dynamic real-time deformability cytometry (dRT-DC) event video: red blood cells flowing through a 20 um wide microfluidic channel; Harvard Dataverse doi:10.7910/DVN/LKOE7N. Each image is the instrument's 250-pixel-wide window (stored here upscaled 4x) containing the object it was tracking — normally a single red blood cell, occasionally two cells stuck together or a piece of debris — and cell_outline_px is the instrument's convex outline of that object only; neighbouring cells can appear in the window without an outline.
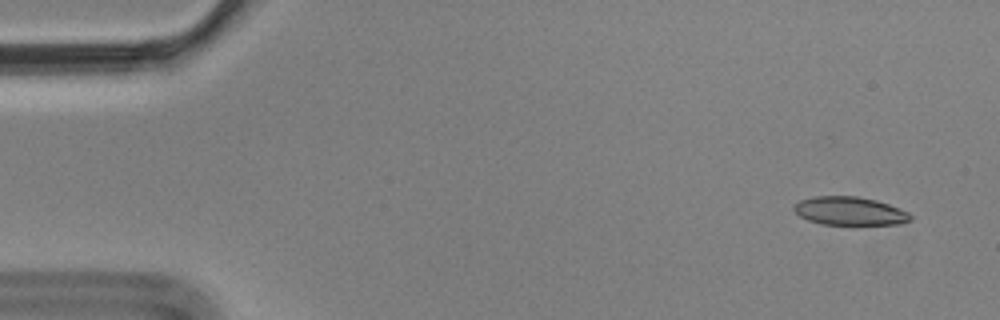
{"species": "Egyptian fruit bat (a non-hibernating species)", "species_latin": "Rousettus aegyptiacus", "temperature_condition": "cold", "stored_images_in_passage": 4, "camera_frame_rate_fps": 3000, "um_per_image_px": 0.085, "animal": {"sex": "male"}, "frame": {"image": 1, "passage_image": 1, "time_ms": 0.0, "image_size_px": [1000, 320], "cell_outline_px": [[912, 220], [900, 224], [820, 224], [808, 220], [800, 216], [792, 208], [792, 204], [800, 200], [812, 196], [856, 196], [876, 200], [900, 208], [908, 212], [912, 216]], "centroid_in_image_um": [72.2, 17.93], "position_along_channel_um": 12.8, "area_um2": 19.36}}
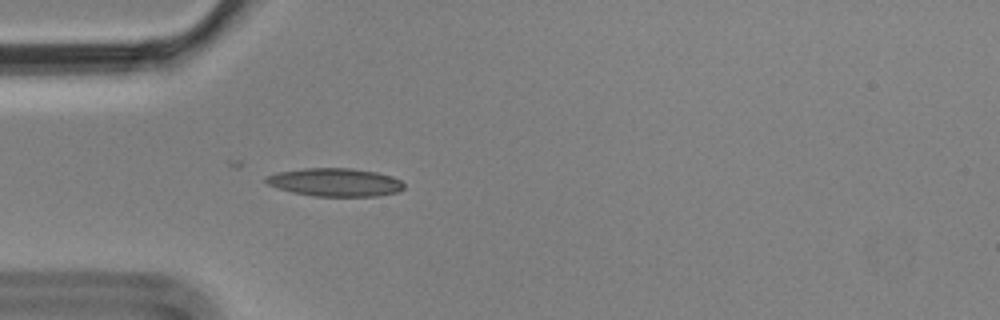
{"frame": {"image": 2, "passage_image": 4, "time_ms": 1.0, "image_size_px": [1000, 320], "cell_outline_px": [[404, 188], [396, 192], [376, 196], [312, 196], [292, 192], [276, 188], [268, 184], [264, 180], [264, 176], [276, 172], [304, 168], [352, 168], [376, 172], [392, 176], [400, 180], [404, 184]], "centroid_in_image_um": [28.44, 15.49], "position_along_channel_um": 56.6, "area_um2": 22.77}}